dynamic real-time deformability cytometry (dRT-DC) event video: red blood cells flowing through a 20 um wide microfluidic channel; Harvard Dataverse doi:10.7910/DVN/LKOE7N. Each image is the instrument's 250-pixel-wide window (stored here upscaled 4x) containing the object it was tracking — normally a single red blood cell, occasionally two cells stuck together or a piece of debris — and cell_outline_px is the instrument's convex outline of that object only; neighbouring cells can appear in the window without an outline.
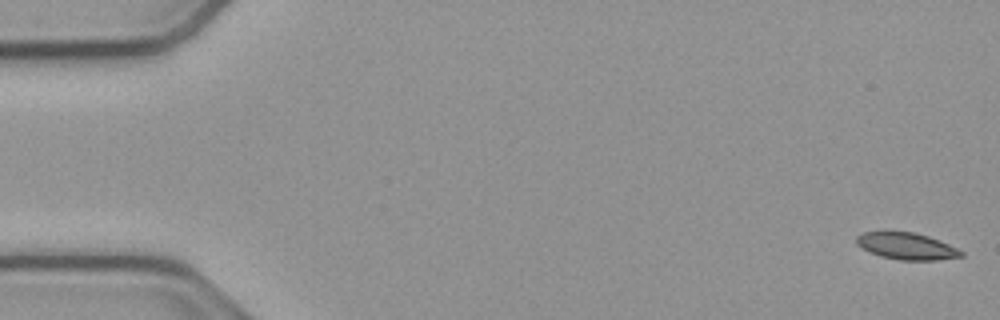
{"species": "common noctule bat (a hibernating species)", "species_latin": "Nyctalus noctula", "temperature_condition": "cold", "stored_images_in_passage": 54, "camera_frame_rate_fps": 3000, "um_per_image_px": 0.085, "animal": {"sex": "male", "body_mass_g": 23.1, "forearm_length_mm": 52.7}, "frame": {"image": 1, "passage_image": 1, "time_ms": 0.0, "image_size_px": [1000, 320], "cell_outline_px": [[964, 256], [936, 260], [900, 260], [880, 256], [868, 252], [860, 248], [856, 244], [856, 236], [864, 232], [884, 228], [912, 232], [928, 236], [940, 240], [964, 252]], "centroid_in_image_um": [76.97, 20.87], "position_along_channel_um": 8.0, "area_um2": 17.05}}
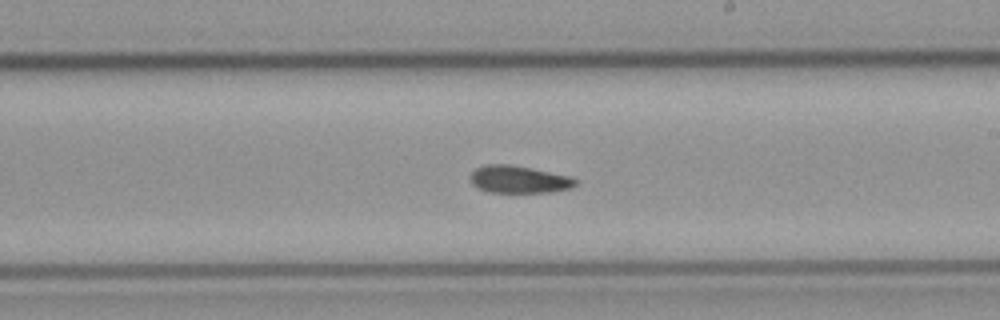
{"frame": {"image": 2, "passage_image": 31, "time_ms": 10.0, "image_size_px": [1000, 320], "cell_outline_px": [[580, 184], [572, 188], [552, 192], [488, 192], [476, 188], [472, 184], [468, 176], [476, 168], [484, 164], [512, 164], [572, 176]], "centroid_in_image_um": [44.11, 15.24], "position_along_channel_um": 244.9, "area_um2": 17.22}}
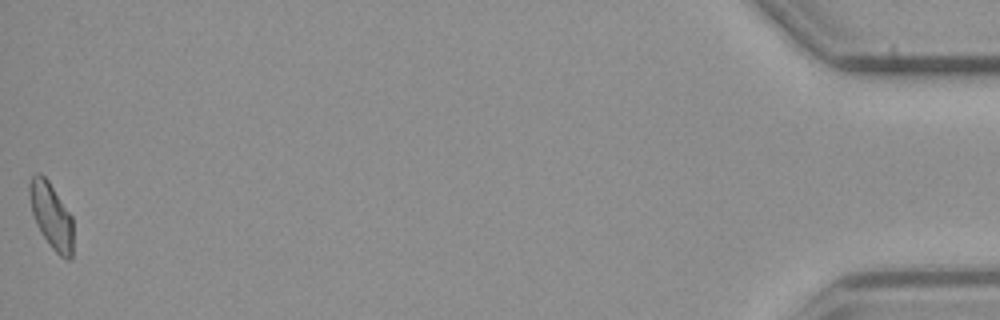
{"frame": {"image": 3, "passage_image": 54, "time_ms": 17.667, "image_size_px": [1000, 320], "cell_outline_px": [[72, 260], [68, 260], [60, 256], [52, 248], [36, 224], [32, 212], [28, 192], [28, 184], [32, 176], [36, 172], [40, 172], [48, 180], [72, 216]], "centroid_in_image_um": [4.35, 18.31], "position_along_channel_um": 430.9, "area_um2": 16.7}, "authors_computed_cell_mechanics": {"area_um2": 17.0799, "velocity_mm_per_s": 3.7952, "shape_relaxation_time_tau1_ms": 7.1924, "shape_relaxation_time_tau2_ms": null, "deformation_change_tau1": 0.1452, "deformation_change_tau2": null}}